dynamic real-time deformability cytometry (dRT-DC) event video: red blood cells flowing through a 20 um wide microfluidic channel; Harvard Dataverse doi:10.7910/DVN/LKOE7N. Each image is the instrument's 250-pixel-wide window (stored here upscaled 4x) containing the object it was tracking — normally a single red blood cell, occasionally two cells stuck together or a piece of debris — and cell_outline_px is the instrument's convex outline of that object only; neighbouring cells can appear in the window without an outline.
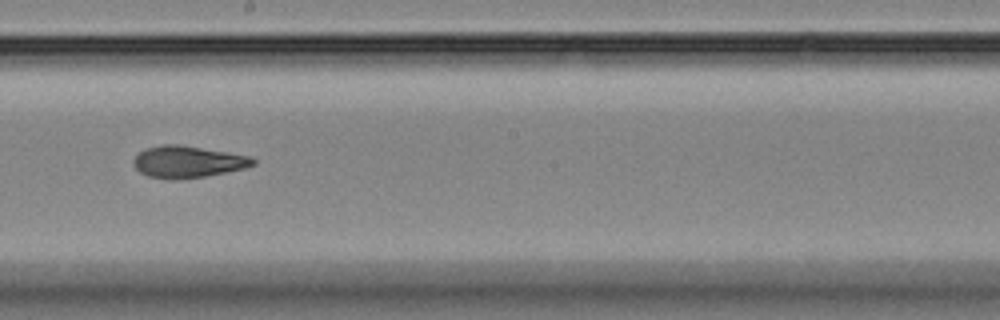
{"species": "Egyptian fruit bat (a non-hibernating species)", "species_latin": "Rousettus aegyptiacus", "temperature_condition": "room temperature", "stored_images_in_passage": 14, "camera_frame_rate_fps": 3000, "um_per_image_px": 0.085, "animal": {"sex": "female"}, "frame": {"image": 1, "passage_image": 7, "time_ms": 7.667, "image_size_px": [1000, 320], "cell_outline_px": [[256, 164], [244, 168], [204, 176], [180, 180], [168, 180], [148, 176], [140, 172], [136, 168], [132, 160], [140, 152], [148, 148], [164, 144], [176, 144], [252, 156], [256, 160]], "centroid_in_image_um": [15.96, 13.77], "position_along_channel_um": 232.2, "area_um2": 22.02}}
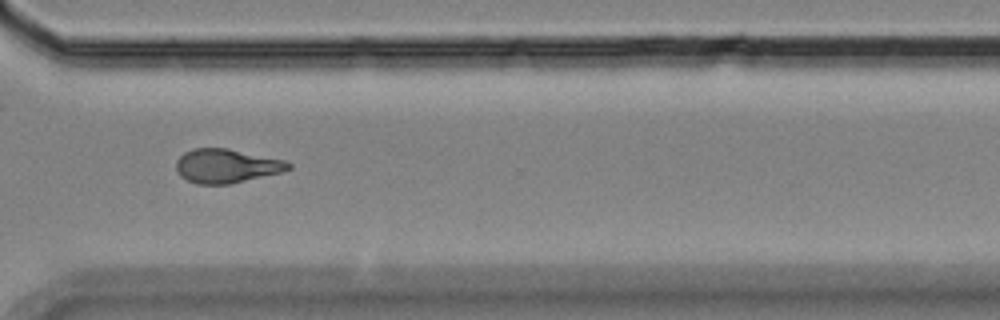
{"frame": {"image": 2, "passage_image": 10, "time_ms": 11.0, "image_size_px": [1000, 320], "cell_outline_px": [[292, 168], [280, 172], [228, 184], [196, 184], [180, 176], [176, 168], [176, 160], [184, 152], [192, 148], [228, 148], [284, 160], [292, 164]], "centroid_in_image_um": [19.22, 14.09], "position_along_channel_um": 351.4, "area_um2": 22.08}}
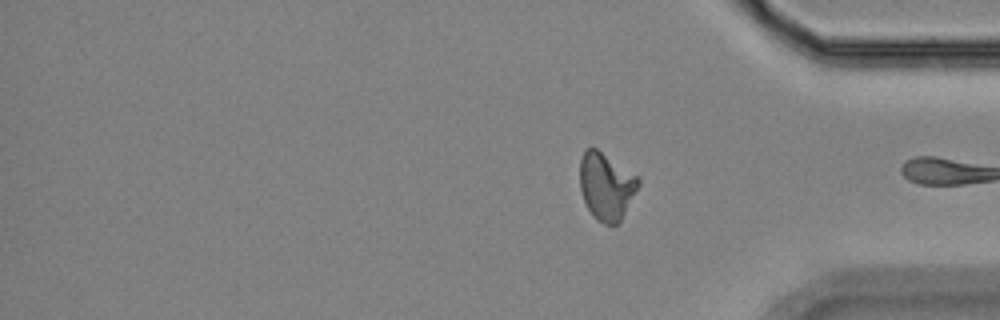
{"frame": {"image": 3, "passage_image": 14, "time_ms": 16.667, "image_size_px": [1000, 320], "cell_outline_px": [[640, 184], [620, 220], [616, 224], [604, 224], [596, 220], [592, 216], [584, 200], [580, 188], [580, 160], [584, 152], [588, 148], [596, 148], [640, 176]], "centroid_in_image_um": [51.54, 15.81], "position_along_channel_um": 383.7, "area_um2": 22.89}, "authors_computed_cell_mechanics": {"area_um2": 22.1374, "velocity_mm_per_s": 3.5882, "shape_relaxation_time_tau1_ms": 5.07, "shape_relaxation_time_tau2_ms": 3.9982, "deformation_change_tau1": 0.1595, "deformation_change_tau2": 0.1185}}